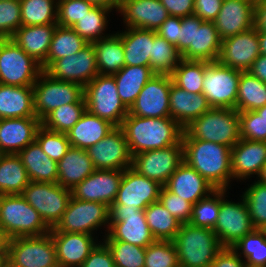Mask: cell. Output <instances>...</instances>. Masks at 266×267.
Returning <instances> with one entry per match:
<instances>
[{
    "label": "cell",
    "mask_w": 266,
    "mask_h": 267,
    "mask_svg": "<svg viewBox=\"0 0 266 267\" xmlns=\"http://www.w3.org/2000/svg\"><path fill=\"white\" fill-rule=\"evenodd\" d=\"M121 128L132 156L178 144L184 132L183 127L171 117H139L130 113L124 118Z\"/></svg>",
    "instance_id": "cell-1"
},
{
    "label": "cell",
    "mask_w": 266,
    "mask_h": 267,
    "mask_svg": "<svg viewBox=\"0 0 266 267\" xmlns=\"http://www.w3.org/2000/svg\"><path fill=\"white\" fill-rule=\"evenodd\" d=\"M183 160L215 189L228 190L231 185V148L199 139H182Z\"/></svg>",
    "instance_id": "cell-2"
},
{
    "label": "cell",
    "mask_w": 266,
    "mask_h": 267,
    "mask_svg": "<svg viewBox=\"0 0 266 267\" xmlns=\"http://www.w3.org/2000/svg\"><path fill=\"white\" fill-rule=\"evenodd\" d=\"M182 139H199L232 148L240 138L239 112L232 108H210L184 128Z\"/></svg>",
    "instance_id": "cell-3"
},
{
    "label": "cell",
    "mask_w": 266,
    "mask_h": 267,
    "mask_svg": "<svg viewBox=\"0 0 266 267\" xmlns=\"http://www.w3.org/2000/svg\"><path fill=\"white\" fill-rule=\"evenodd\" d=\"M172 242L179 267H211L216 255L223 249L213 230L190 223L181 225Z\"/></svg>",
    "instance_id": "cell-4"
},
{
    "label": "cell",
    "mask_w": 266,
    "mask_h": 267,
    "mask_svg": "<svg viewBox=\"0 0 266 267\" xmlns=\"http://www.w3.org/2000/svg\"><path fill=\"white\" fill-rule=\"evenodd\" d=\"M0 229L9 237L42 236L51 228L21 194L0 195Z\"/></svg>",
    "instance_id": "cell-5"
},
{
    "label": "cell",
    "mask_w": 266,
    "mask_h": 267,
    "mask_svg": "<svg viewBox=\"0 0 266 267\" xmlns=\"http://www.w3.org/2000/svg\"><path fill=\"white\" fill-rule=\"evenodd\" d=\"M86 110L91 114L109 121L115 127H121L129 109L118 95L113 75L98 74L84 87Z\"/></svg>",
    "instance_id": "cell-6"
},
{
    "label": "cell",
    "mask_w": 266,
    "mask_h": 267,
    "mask_svg": "<svg viewBox=\"0 0 266 267\" xmlns=\"http://www.w3.org/2000/svg\"><path fill=\"white\" fill-rule=\"evenodd\" d=\"M104 237L101 240H121L142 248L156 241L146 222L144 210L117 204L109 207V229Z\"/></svg>",
    "instance_id": "cell-7"
},
{
    "label": "cell",
    "mask_w": 266,
    "mask_h": 267,
    "mask_svg": "<svg viewBox=\"0 0 266 267\" xmlns=\"http://www.w3.org/2000/svg\"><path fill=\"white\" fill-rule=\"evenodd\" d=\"M109 229V206L104 203L83 201L71 197L68 206L50 232H71L95 235V230ZM94 232V233H93Z\"/></svg>",
    "instance_id": "cell-8"
},
{
    "label": "cell",
    "mask_w": 266,
    "mask_h": 267,
    "mask_svg": "<svg viewBox=\"0 0 266 267\" xmlns=\"http://www.w3.org/2000/svg\"><path fill=\"white\" fill-rule=\"evenodd\" d=\"M56 247L50 233L9 239L6 267L57 266Z\"/></svg>",
    "instance_id": "cell-9"
},
{
    "label": "cell",
    "mask_w": 266,
    "mask_h": 267,
    "mask_svg": "<svg viewBox=\"0 0 266 267\" xmlns=\"http://www.w3.org/2000/svg\"><path fill=\"white\" fill-rule=\"evenodd\" d=\"M34 110L41 121L64 104L77 103L84 97V87L75 82L52 78L42 71L33 85Z\"/></svg>",
    "instance_id": "cell-10"
},
{
    "label": "cell",
    "mask_w": 266,
    "mask_h": 267,
    "mask_svg": "<svg viewBox=\"0 0 266 267\" xmlns=\"http://www.w3.org/2000/svg\"><path fill=\"white\" fill-rule=\"evenodd\" d=\"M41 65L11 38L0 39V83L33 86L42 72Z\"/></svg>",
    "instance_id": "cell-11"
},
{
    "label": "cell",
    "mask_w": 266,
    "mask_h": 267,
    "mask_svg": "<svg viewBox=\"0 0 266 267\" xmlns=\"http://www.w3.org/2000/svg\"><path fill=\"white\" fill-rule=\"evenodd\" d=\"M21 195L38 211L44 222L53 228L63 216L72 192L57 183L30 181Z\"/></svg>",
    "instance_id": "cell-12"
},
{
    "label": "cell",
    "mask_w": 266,
    "mask_h": 267,
    "mask_svg": "<svg viewBox=\"0 0 266 267\" xmlns=\"http://www.w3.org/2000/svg\"><path fill=\"white\" fill-rule=\"evenodd\" d=\"M241 71L208 62L205 68L202 94L211 108H236Z\"/></svg>",
    "instance_id": "cell-13"
},
{
    "label": "cell",
    "mask_w": 266,
    "mask_h": 267,
    "mask_svg": "<svg viewBox=\"0 0 266 267\" xmlns=\"http://www.w3.org/2000/svg\"><path fill=\"white\" fill-rule=\"evenodd\" d=\"M226 189H220V211L213 231L223 247H232L255 228L252 224L245 200H227Z\"/></svg>",
    "instance_id": "cell-14"
},
{
    "label": "cell",
    "mask_w": 266,
    "mask_h": 267,
    "mask_svg": "<svg viewBox=\"0 0 266 267\" xmlns=\"http://www.w3.org/2000/svg\"><path fill=\"white\" fill-rule=\"evenodd\" d=\"M183 142L163 149L133 155L131 168L140 175L165 185L169 177L183 162Z\"/></svg>",
    "instance_id": "cell-15"
},
{
    "label": "cell",
    "mask_w": 266,
    "mask_h": 267,
    "mask_svg": "<svg viewBox=\"0 0 266 267\" xmlns=\"http://www.w3.org/2000/svg\"><path fill=\"white\" fill-rule=\"evenodd\" d=\"M86 150L98 170H125L132 165L133 156L121 127H115Z\"/></svg>",
    "instance_id": "cell-16"
},
{
    "label": "cell",
    "mask_w": 266,
    "mask_h": 267,
    "mask_svg": "<svg viewBox=\"0 0 266 267\" xmlns=\"http://www.w3.org/2000/svg\"><path fill=\"white\" fill-rule=\"evenodd\" d=\"M45 72L54 79L75 82L85 87L99 74L94 46L88 43L74 55L55 60Z\"/></svg>",
    "instance_id": "cell-17"
},
{
    "label": "cell",
    "mask_w": 266,
    "mask_h": 267,
    "mask_svg": "<svg viewBox=\"0 0 266 267\" xmlns=\"http://www.w3.org/2000/svg\"><path fill=\"white\" fill-rule=\"evenodd\" d=\"M261 54L258 31L252 27L222 40L218 62L241 72L248 71Z\"/></svg>",
    "instance_id": "cell-18"
},
{
    "label": "cell",
    "mask_w": 266,
    "mask_h": 267,
    "mask_svg": "<svg viewBox=\"0 0 266 267\" xmlns=\"http://www.w3.org/2000/svg\"><path fill=\"white\" fill-rule=\"evenodd\" d=\"M172 77L155 74L142 88L129 113L139 117H170L169 91Z\"/></svg>",
    "instance_id": "cell-19"
},
{
    "label": "cell",
    "mask_w": 266,
    "mask_h": 267,
    "mask_svg": "<svg viewBox=\"0 0 266 267\" xmlns=\"http://www.w3.org/2000/svg\"><path fill=\"white\" fill-rule=\"evenodd\" d=\"M163 185L137 173L131 167L123 170L122 180L113 204L146 209L159 201Z\"/></svg>",
    "instance_id": "cell-20"
},
{
    "label": "cell",
    "mask_w": 266,
    "mask_h": 267,
    "mask_svg": "<svg viewBox=\"0 0 266 267\" xmlns=\"http://www.w3.org/2000/svg\"><path fill=\"white\" fill-rule=\"evenodd\" d=\"M123 170H98L71 189L72 197L111 206L122 180Z\"/></svg>",
    "instance_id": "cell-21"
},
{
    "label": "cell",
    "mask_w": 266,
    "mask_h": 267,
    "mask_svg": "<svg viewBox=\"0 0 266 267\" xmlns=\"http://www.w3.org/2000/svg\"><path fill=\"white\" fill-rule=\"evenodd\" d=\"M117 13L122 15L125 28L153 31L169 17L160 0H121Z\"/></svg>",
    "instance_id": "cell-22"
},
{
    "label": "cell",
    "mask_w": 266,
    "mask_h": 267,
    "mask_svg": "<svg viewBox=\"0 0 266 267\" xmlns=\"http://www.w3.org/2000/svg\"><path fill=\"white\" fill-rule=\"evenodd\" d=\"M41 126L37 117L0 119V153L18 154L35 141Z\"/></svg>",
    "instance_id": "cell-23"
},
{
    "label": "cell",
    "mask_w": 266,
    "mask_h": 267,
    "mask_svg": "<svg viewBox=\"0 0 266 267\" xmlns=\"http://www.w3.org/2000/svg\"><path fill=\"white\" fill-rule=\"evenodd\" d=\"M56 247L57 262L61 267H81L99 243L91 234L50 232Z\"/></svg>",
    "instance_id": "cell-24"
},
{
    "label": "cell",
    "mask_w": 266,
    "mask_h": 267,
    "mask_svg": "<svg viewBox=\"0 0 266 267\" xmlns=\"http://www.w3.org/2000/svg\"><path fill=\"white\" fill-rule=\"evenodd\" d=\"M266 163V142L240 139L231 148V169L233 180H246L259 176Z\"/></svg>",
    "instance_id": "cell-25"
},
{
    "label": "cell",
    "mask_w": 266,
    "mask_h": 267,
    "mask_svg": "<svg viewBox=\"0 0 266 267\" xmlns=\"http://www.w3.org/2000/svg\"><path fill=\"white\" fill-rule=\"evenodd\" d=\"M254 4L248 0H223L214 20L222 40L254 27Z\"/></svg>",
    "instance_id": "cell-26"
},
{
    "label": "cell",
    "mask_w": 266,
    "mask_h": 267,
    "mask_svg": "<svg viewBox=\"0 0 266 267\" xmlns=\"http://www.w3.org/2000/svg\"><path fill=\"white\" fill-rule=\"evenodd\" d=\"M170 192L191 204L207 197L215 188L194 168L183 161L164 185Z\"/></svg>",
    "instance_id": "cell-27"
},
{
    "label": "cell",
    "mask_w": 266,
    "mask_h": 267,
    "mask_svg": "<svg viewBox=\"0 0 266 267\" xmlns=\"http://www.w3.org/2000/svg\"><path fill=\"white\" fill-rule=\"evenodd\" d=\"M222 39L214 22L203 21L194 15V35L191 44L182 54L184 60L215 62L219 58Z\"/></svg>",
    "instance_id": "cell-28"
},
{
    "label": "cell",
    "mask_w": 266,
    "mask_h": 267,
    "mask_svg": "<svg viewBox=\"0 0 266 267\" xmlns=\"http://www.w3.org/2000/svg\"><path fill=\"white\" fill-rule=\"evenodd\" d=\"M169 107L170 117L183 128L211 108L202 93H189L173 82L169 91Z\"/></svg>",
    "instance_id": "cell-29"
},
{
    "label": "cell",
    "mask_w": 266,
    "mask_h": 267,
    "mask_svg": "<svg viewBox=\"0 0 266 267\" xmlns=\"http://www.w3.org/2000/svg\"><path fill=\"white\" fill-rule=\"evenodd\" d=\"M57 168V184L70 190L96 170L87 150L72 146L57 162Z\"/></svg>",
    "instance_id": "cell-30"
},
{
    "label": "cell",
    "mask_w": 266,
    "mask_h": 267,
    "mask_svg": "<svg viewBox=\"0 0 266 267\" xmlns=\"http://www.w3.org/2000/svg\"><path fill=\"white\" fill-rule=\"evenodd\" d=\"M56 26H21L11 39L42 66L46 62Z\"/></svg>",
    "instance_id": "cell-31"
},
{
    "label": "cell",
    "mask_w": 266,
    "mask_h": 267,
    "mask_svg": "<svg viewBox=\"0 0 266 267\" xmlns=\"http://www.w3.org/2000/svg\"><path fill=\"white\" fill-rule=\"evenodd\" d=\"M155 33L156 31L140 28L119 31L125 54V66L150 67Z\"/></svg>",
    "instance_id": "cell-32"
},
{
    "label": "cell",
    "mask_w": 266,
    "mask_h": 267,
    "mask_svg": "<svg viewBox=\"0 0 266 267\" xmlns=\"http://www.w3.org/2000/svg\"><path fill=\"white\" fill-rule=\"evenodd\" d=\"M36 117L33 86L0 83V119Z\"/></svg>",
    "instance_id": "cell-33"
},
{
    "label": "cell",
    "mask_w": 266,
    "mask_h": 267,
    "mask_svg": "<svg viewBox=\"0 0 266 267\" xmlns=\"http://www.w3.org/2000/svg\"><path fill=\"white\" fill-rule=\"evenodd\" d=\"M114 128L109 121L86 110L66 134L72 147L86 150L102 140Z\"/></svg>",
    "instance_id": "cell-34"
},
{
    "label": "cell",
    "mask_w": 266,
    "mask_h": 267,
    "mask_svg": "<svg viewBox=\"0 0 266 267\" xmlns=\"http://www.w3.org/2000/svg\"><path fill=\"white\" fill-rule=\"evenodd\" d=\"M17 155L21 158L30 181L57 183V162L47 156L36 141Z\"/></svg>",
    "instance_id": "cell-35"
},
{
    "label": "cell",
    "mask_w": 266,
    "mask_h": 267,
    "mask_svg": "<svg viewBox=\"0 0 266 267\" xmlns=\"http://www.w3.org/2000/svg\"><path fill=\"white\" fill-rule=\"evenodd\" d=\"M155 75L151 67L125 66L113 74L118 95L124 105L130 109L147 82Z\"/></svg>",
    "instance_id": "cell-36"
},
{
    "label": "cell",
    "mask_w": 266,
    "mask_h": 267,
    "mask_svg": "<svg viewBox=\"0 0 266 267\" xmlns=\"http://www.w3.org/2000/svg\"><path fill=\"white\" fill-rule=\"evenodd\" d=\"M96 52L98 73L113 75L125 67V54L119 32L92 43Z\"/></svg>",
    "instance_id": "cell-37"
},
{
    "label": "cell",
    "mask_w": 266,
    "mask_h": 267,
    "mask_svg": "<svg viewBox=\"0 0 266 267\" xmlns=\"http://www.w3.org/2000/svg\"><path fill=\"white\" fill-rule=\"evenodd\" d=\"M29 183L21 158L17 154H1L0 195L22 194Z\"/></svg>",
    "instance_id": "cell-38"
},
{
    "label": "cell",
    "mask_w": 266,
    "mask_h": 267,
    "mask_svg": "<svg viewBox=\"0 0 266 267\" xmlns=\"http://www.w3.org/2000/svg\"><path fill=\"white\" fill-rule=\"evenodd\" d=\"M87 44L71 27L57 25L50 43L46 62L41 66L42 70L45 71L55 60L74 55Z\"/></svg>",
    "instance_id": "cell-39"
},
{
    "label": "cell",
    "mask_w": 266,
    "mask_h": 267,
    "mask_svg": "<svg viewBox=\"0 0 266 267\" xmlns=\"http://www.w3.org/2000/svg\"><path fill=\"white\" fill-rule=\"evenodd\" d=\"M144 214L156 240L172 241L182 225L160 201L151 203L144 209Z\"/></svg>",
    "instance_id": "cell-40"
},
{
    "label": "cell",
    "mask_w": 266,
    "mask_h": 267,
    "mask_svg": "<svg viewBox=\"0 0 266 267\" xmlns=\"http://www.w3.org/2000/svg\"><path fill=\"white\" fill-rule=\"evenodd\" d=\"M264 105H266V83L248 71L241 72L235 109L238 112L255 111Z\"/></svg>",
    "instance_id": "cell-41"
},
{
    "label": "cell",
    "mask_w": 266,
    "mask_h": 267,
    "mask_svg": "<svg viewBox=\"0 0 266 267\" xmlns=\"http://www.w3.org/2000/svg\"><path fill=\"white\" fill-rule=\"evenodd\" d=\"M21 26L57 25L58 0H20Z\"/></svg>",
    "instance_id": "cell-42"
},
{
    "label": "cell",
    "mask_w": 266,
    "mask_h": 267,
    "mask_svg": "<svg viewBox=\"0 0 266 267\" xmlns=\"http://www.w3.org/2000/svg\"><path fill=\"white\" fill-rule=\"evenodd\" d=\"M112 10V8L108 7L94 6L71 28L75 30L87 43H93L101 38H105L111 34L103 32L107 29L109 22L107 17Z\"/></svg>",
    "instance_id": "cell-43"
},
{
    "label": "cell",
    "mask_w": 266,
    "mask_h": 267,
    "mask_svg": "<svg viewBox=\"0 0 266 267\" xmlns=\"http://www.w3.org/2000/svg\"><path fill=\"white\" fill-rule=\"evenodd\" d=\"M207 61L182 59L173 70L172 81L189 93H202Z\"/></svg>",
    "instance_id": "cell-44"
},
{
    "label": "cell",
    "mask_w": 266,
    "mask_h": 267,
    "mask_svg": "<svg viewBox=\"0 0 266 267\" xmlns=\"http://www.w3.org/2000/svg\"><path fill=\"white\" fill-rule=\"evenodd\" d=\"M86 111V102L83 97L77 103L64 104L51 111L42 121L44 128L60 133H67Z\"/></svg>",
    "instance_id": "cell-45"
},
{
    "label": "cell",
    "mask_w": 266,
    "mask_h": 267,
    "mask_svg": "<svg viewBox=\"0 0 266 267\" xmlns=\"http://www.w3.org/2000/svg\"><path fill=\"white\" fill-rule=\"evenodd\" d=\"M231 248L247 266H266V235L262 229H254Z\"/></svg>",
    "instance_id": "cell-46"
},
{
    "label": "cell",
    "mask_w": 266,
    "mask_h": 267,
    "mask_svg": "<svg viewBox=\"0 0 266 267\" xmlns=\"http://www.w3.org/2000/svg\"><path fill=\"white\" fill-rule=\"evenodd\" d=\"M181 60V53L177 50V47L155 33L152 57L150 58L152 71L155 74L171 75Z\"/></svg>",
    "instance_id": "cell-47"
},
{
    "label": "cell",
    "mask_w": 266,
    "mask_h": 267,
    "mask_svg": "<svg viewBox=\"0 0 266 267\" xmlns=\"http://www.w3.org/2000/svg\"><path fill=\"white\" fill-rule=\"evenodd\" d=\"M220 211V189H215L207 197L193 205L190 224L213 230Z\"/></svg>",
    "instance_id": "cell-48"
},
{
    "label": "cell",
    "mask_w": 266,
    "mask_h": 267,
    "mask_svg": "<svg viewBox=\"0 0 266 267\" xmlns=\"http://www.w3.org/2000/svg\"><path fill=\"white\" fill-rule=\"evenodd\" d=\"M255 229L266 226V184L255 181L242 193Z\"/></svg>",
    "instance_id": "cell-49"
},
{
    "label": "cell",
    "mask_w": 266,
    "mask_h": 267,
    "mask_svg": "<svg viewBox=\"0 0 266 267\" xmlns=\"http://www.w3.org/2000/svg\"><path fill=\"white\" fill-rule=\"evenodd\" d=\"M112 253L115 267H144L146 248L121 240H103Z\"/></svg>",
    "instance_id": "cell-50"
},
{
    "label": "cell",
    "mask_w": 266,
    "mask_h": 267,
    "mask_svg": "<svg viewBox=\"0 0 266 267\" xmlns=\"http://www.w3.org/2000/svg\"><path fill=\"white\" fill-rule=\"evenodd\" d=\"M144 267H179L173 242L156 240L147 246Z\"/></svg>",
    "instance_id": "cell-51"
},
{
    "label": "cell",
    "mask_w": 266,
    "mask_h": 267,
    "mask_svg": "<svg viewBox=\"0 0 266 267\" xmlns=\"http://www.w3.org/2000/svg\"><path fill=\"white\" fill-rule=\"evenodd\" d=\"M35 141L44 153L56 162L60 161L71 147L66 133L50 131L43 126L38 129Z\"/></svg>",
    "instance_id": "cell-52"
},
{
    "label": "cell",
    "mask_w": 266,
    "mask_h": 267,
    "mask_svg": "<svg viewBox=\"0 0 266 267\" xmlns=\"http://www.w3.org/2000/svg\"><path fill=\"white\" fill-rule=\"evenodd\" d=\"M93 7L87 0H58L57 25L73 27Z\"/></svg>",
    "instance_id": "cell-53"
},
{
    "label": "cell",
    "mask_w": 266,
    "mask_h": 267,
    "mask_svg": "<svg viewBox=\"0 0 266 267\" xmlns=\"http://www.w3.org/2000/svg\"><path fill=\"white\" fill-rule=\"evenodd\" d=\"M20 27V0L0 1V39L12 38Z\"/></svg>",
    "instance_id": "cell-54"
},
{
    "label": "cell",
    "mask_w": 266,
    "mask_h": 267,
    "mask_svg": "<svg viewBox=\"0 0 266 267\" xmlns=\"http://www.w3.org/2000/svg\"><path fill=\"white\" fill-rule=\"evenodd\" d=\"M240 138L266 142V122L256 111L239 112Z\"/></svg>",
    "instance_id": "cell-55"
},
{
    "label": "cell",
    "mask_w": 266,
    "mask_h": 267,
    "mask_svg": "<svg viewBox=\"0 0 266 267\" xmlns=\"http://www.w3.org/2000/svg\"><path fill=\"white\" fill-rule=\"evenodd\" d=\"M159 201L181 224L190 223L193 204L170 192L165 186L161 188Z\"/></svg>",
    "instance_id": "cell-56"
},
{
    "label": "cell",
    "mask_w": 266,
    "mask_h": 267,
    "mask_svg": "<svg viewBox=\"0 0 266 267\" xmlns=\"http://www.w3.org/2000/svg\"><path fill=\"white\" fill-rule=\"evenodd\" d=\"M81 267H115V264L107 245L99 241Z\"/></svg>",
    "instance_id": "cell-57"
},
{
    "label": "cell",
    "mask_w": 266,
    "mask_h": 267,
    "mask_svg": "<svg viewBox=\"0 0 266 267\" xmlns=\"http://www.w3.org/2000/svg\"><path fill=\"white\" fill-rule=\"evenodd\" d=\"M222 4L223 0H195L194 15L203 21L214 22Z\"/></svg>",
    "instance_id": "cell-58"
},
{
    "label": "cell",
    "mask_w": 266,
    "mask_h": 267,
    "mask_svg": "<svg viewBox=\"0 0 266 267\" xmlns=\"http://www.w3.org/2000/svg\"><path fill=\"white\" fill-rule=\"evenodd\" d=\"M181 25L182 18L169 16L156 33L170 44L176 46L179 51V29H181Z\"/></svg>",
    "instance_id": "cell-59"
},
{
    "label": "cell",
    "mask_w": 266,
    "mask_h": 267,
    "mask_svg": "<svg viewBox=\"0 0 266 267\" xmlns=\"http://www.w3.org/2000/svg\"><path fill=\"white\" fill-rule=\"evenodd\" d=\"M169 16L186 17L194 15L195 0H160Z\"/></svg>",
    "instance_id": "cell-60"
},
{
    "label": "cell",
    "mask_w": 266,
    "mask_h": 267,
    "mask_svg": "<svg viewBox=\"0 0 266 267\" xmlns=\"http://www.w3.org/2000/svg\"><path fill=\"white\" fill-rule=\"evenodd\" d=\"M211 267H246L245 261L231 247H223Z\"/></svg>",
    "instance_id": "cell-61"
},
{
    "label": "cell",
    "mask_w": 266,
    "mask_h": 267,
    "mask_svg": "<svg viewBox=\"0 0 266 267\" xmlns=\"http://www.w3.org/2000/svg\"><path fill=\"white\" fill-rule=\"evenodd\" d=\"M194 35V15L182 18L181 29H179V52L182 54L191 44Z\"/></svg>",
    "instance_id": "cell-62"
},
{
    "label": "cell",
    "mask_w": 266,
    "mask_h": 267,
    "mask_svg": "<svg viewBox=\"0 0 266 267\" xmlns=\"http://www.w3.org/2000/svg\"><path fill=\"white\" fill-rule=\"evenodd\" d=\"M254 27L266 32V0H256L254 4Z\"/></svg>",
    "instance_id": "cell-63"
},
{
    "label": "cell",
    "mask_w": 266,
    "mask_h": 267,
    "mask_svg": "<svg viewBox=\"0 0 266 267\" xmlns=\"http://www.w3.org/2000/svg\"><path fill=\"white\" fill-rule=\"evenodd\" d=\"M248 72L266 83V55L260 54Z\"/></svg>",
    "instance_id": "cell-64"
},
{
    "label": "cell",
    "mask_w": 266,
    "mask_h": 267,
    "mask_svg": "<svg viewBox=\"0 0 266 267\" xmlns=\"http://www.w3.org/2000/svg\"><path fill=\"white\" fill-rule=\"evenodd\" d=\"M92 3L94 6L108 7L116 9V12L119 9L121 0H87Z\"/></svg>",
    "instance_id": "cell-65"
},
{
    "label": "cell",
    "mask_w": 266,
    "mask_h": 267,
    "mask_svg": "<svg viewBox=\"0 0 266 267\" xmlns=\"http://www.w3.org/2000/svg\"><path fill=\"white\" fill-rule=\"evenodd\" d=\"M9 237L0 229V260H7Z\"/></svg>",
    "instance_id": "cell-66"
},
{
    "label": "cell",
    "mask_w": 266,
    "mask_h": 267,
    "mask_svg": "<svg viewBox=\"0 0 266 267\" xmlns=\"http://www.w3.org/2000/svg\"><path fill=\"white\" fill-rule=\"evenodd\" d=\"M258 40L261 54L266 55V32L258 31Z\"/></svg>",
    "instance_id": "cell-67"
},
{
    "label": "cell",
    "mask_w": 266,
    "mask_h": 267,
    "mask_svg": "<svg viewBox=\"0 0 266 267\" xmlns=\"http://www.w3.org/2000/svg\"><path fill=\"white\" fill-rule=\"evenodd\" d=\"M257 179L259 182L266 184V163L262 167L261 172H260L259 176L257 177Z\"/></svg>",
    "instance_id": "cell-68"
},
{
    "label": "cell",
    "mask_w": 266,
    "mask_h": 267,
    "mask_svg": "<svg viewBox=\"0 0 266 267\" xmlns=\"http://www.w3.org/2000/svg\"><path fill=\"white\" fill-rule=\"evenodd\" d=\"M266 122V105L255 110Z\"/></svg>",
    "instance_id": "cell-69"
},
{
    "label": "cell",
    "mask_w": 266,
    "mask_h": 267,
    "mask_svg": "<svg viewBox=\"0 0 266 267\" xmlns=\"http://www.w3.org/2000/svg\"><path fill=\"white\" fill-rule=\"evenodd\" d=\"M7 260H0V267H6Z\"/></svg>",
    "instance_id": "cell-70"
},
{
    "label": "cell",
    "mask_w": 266,
    "mask_h": 267,
    "mask_svg": "<svg viewBox=\"0 0 266 267\" xmlns=\"http://www.w3.org/2000/svg\"><path fill=\"white\" fill-rule=\"evenodd\" d=\"M246 267H266V266H247Z\"/></svg>",
    "instance_id": "cell-71"
},
{
    "label": "cell",
    "mask_w": 266,
    "mask_h": 267,
    "mask_svg": "<svg viewBox=\"0 0 266 267\" xmlns=\"http://www.w3.org/2000/svg\"><path fill=\"white\" fill-rule=\"evenodd\" d=\"M262 230L264 231V233L266 235V226L264 228H262Z\"/></svg>",
    "instance_id": "cell-72"
}]
</instances>
